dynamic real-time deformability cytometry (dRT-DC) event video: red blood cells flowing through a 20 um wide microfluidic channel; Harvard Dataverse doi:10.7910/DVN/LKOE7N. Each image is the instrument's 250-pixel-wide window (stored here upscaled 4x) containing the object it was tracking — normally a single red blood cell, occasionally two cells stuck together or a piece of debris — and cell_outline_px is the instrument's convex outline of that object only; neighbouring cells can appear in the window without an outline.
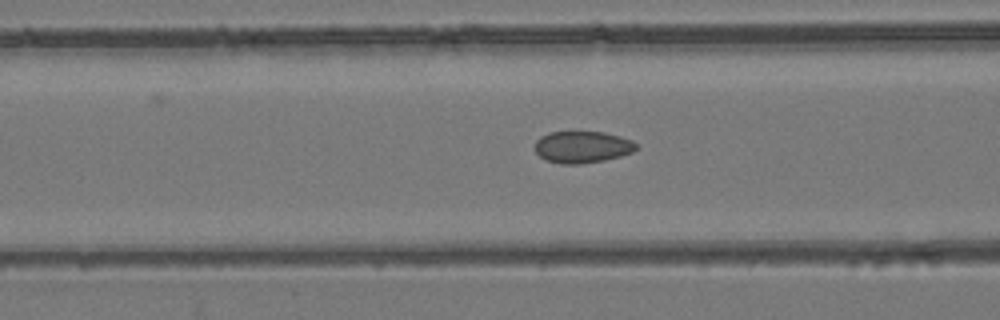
{"species": "common noctule bat (a hibernating species)", "species_latin": "Nyctalus noctula", "temperature_condition": "room temperature", "stored_images_in_passage": 54, "camera_frame_rate_fps": 3000, "um_per_image_px": 0.085, "animal": {"sex": "female", "body_mass_g": 24.6, "forearm_length_mm": 56.2}, "frame": {"image": 1, "passage_image": 22, "time_ms": 7.0, "image_size_px": [1000, 320], "cell_outline_px": [[640, 148], [632, 152], [620, 156], [604, 160], [580, 164], [560, 164], [544, 160], [536, 152], [536, 140], [540, 136], [548, 132], [604, 132], [620, 136], [632, 140]], "centroid_in_image_um": [49.5, 12.5], "position_along_channel_um": 117.1, "area_um2": 18.9}}
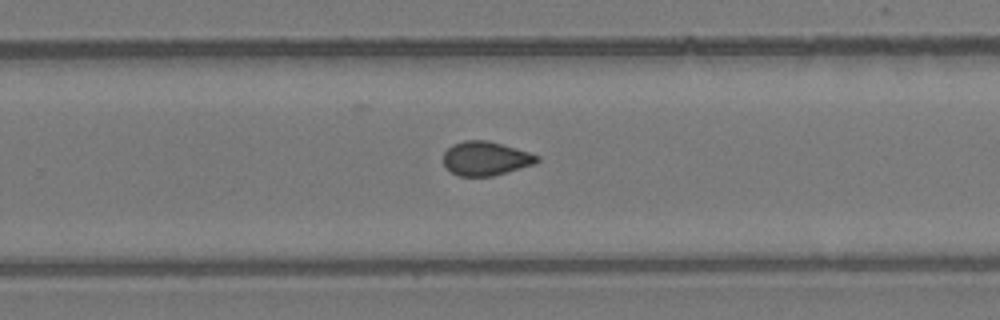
{"frame": {"image": 2, "passage_image": 35, "time_ms": 11.333, "image_size_px": [1000, 320], "cell_outline_px": [[540, 160], [536, 164], [492, 176], [456, 176], [444, 164], [444, 152], [452, 144], [464, 140], [488, 140], [516, 148], [540, 156]], "centroid_in_image_um": [41.3, 13.47], "position_along_channel_um": 288.5, "area_um2": 18.61}}
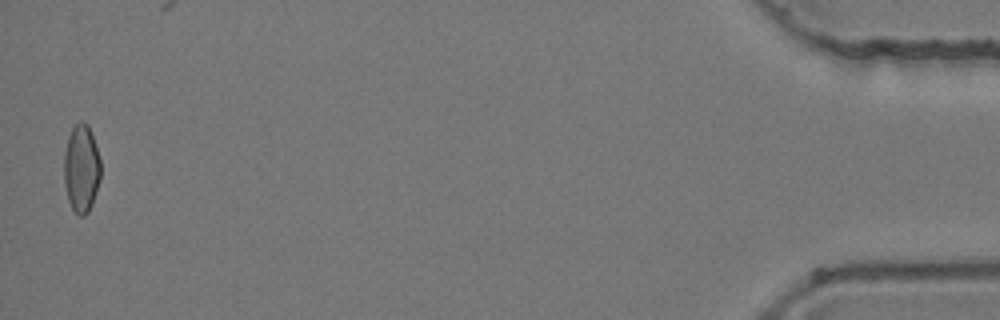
{"frame": {"image": 3, "passage_image": 53, "time_ms": 17.333, "image_size_px": [1000, 320], "cell_outline_px": [[100, 180], [92, 204], [88, 212], [84, 216], [80, 216], [72, 208], [68, 200], [64, 184], [64, 152], [68, 136], [72, 128], [80, 120], [84, 120], [88, 124], [100, 160]], "centroid_in_image_um": [6.9, 14.31], "position_along_channel_um": 428.3, "area_um2": 18.79}, "authors_computed_cell_mechanics": {"area_um2": 18.9584, "velocity_mm_per_s": 3.9536, "shape_relaxation_time_tau1_ms": null, "shape_relaxation_time_tau2_ms": 1.7911, "deformation_change_tau1": null, "deformation_change_tau2": 0.0564}}